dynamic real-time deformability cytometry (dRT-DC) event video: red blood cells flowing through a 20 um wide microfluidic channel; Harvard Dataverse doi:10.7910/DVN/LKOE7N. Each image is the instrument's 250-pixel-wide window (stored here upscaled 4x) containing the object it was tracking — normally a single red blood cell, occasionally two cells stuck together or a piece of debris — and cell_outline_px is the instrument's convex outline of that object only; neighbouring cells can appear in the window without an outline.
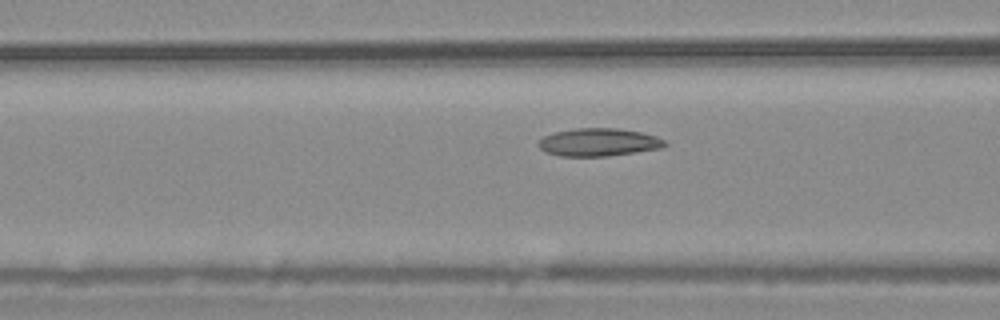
{"species": "common noctule bat (a hibernating species)", "species_latin": "Nyctalus noctula", "temperature_condition": "warm", "stored_images_in_passage": 41, "camera_frame_rate_fps": 3000, "um_per_image_px": 0.085, "animal": {"sex": "male", "body_mass_g": 20.4}, "frame": {"image": 1, "passage_image": 10, "time_ms": 3.0, "image_size_px": [1000, 320], "cell_outline_px": [[668, 144], [660, 148], [636, 152], [608, 156], [560, 156], [548, 152], [540, 148], [536, 144], [544, 136], [556, 132], [576, 128], [620, 128], [640, 132], [656, 136], [664, 140]], "centroid_in_image_um": [50.89, 12.09], "position_along_channel_um": 115.7, "area_um2": 20.4}}
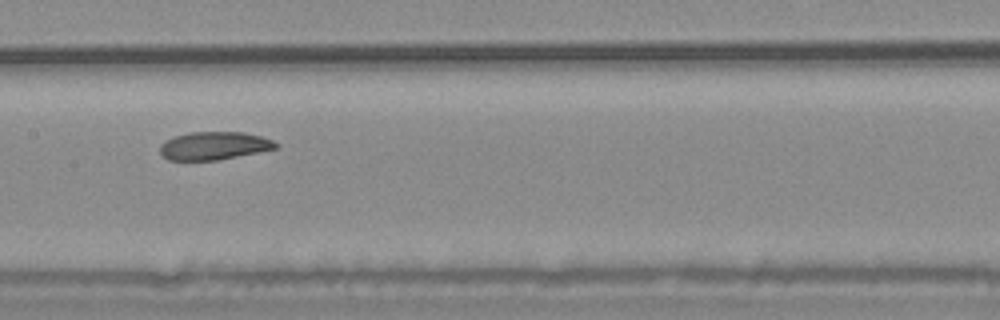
{"frame": {"image": 2, "passage_image": 16, "time_ms": 5.0, "image_size_px": [1000, 320], "cell_outline_px": [[280, 148], [216, 160], [168, 160], [160, 156], [160, 144], [176, 136], [192, 132], [244, 132], [260, 136], [272, 140], [280, 144]], "centroid_in_image_um": [18.22, 12.39], "position_along_channel_um": 189.2, "area_um2": 18.9}}
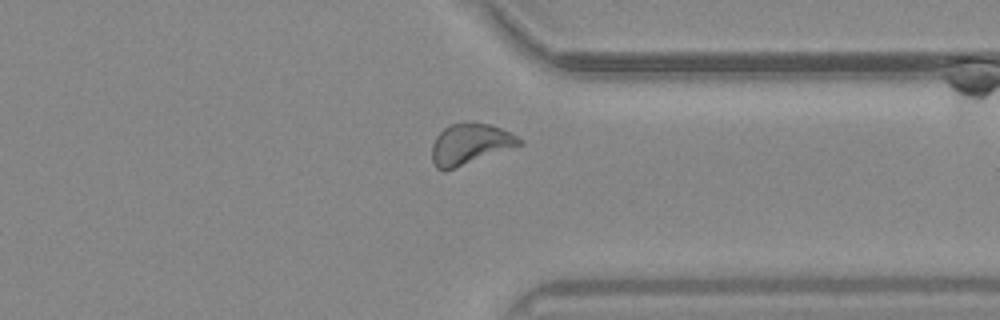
{"frame": {"image": 3, "passage_image": 31, "time_ms": 10.0, "image_size_px": [1000, 320], "cell_outline_px": [[524, 144], [516, 148], [444, 172], [440, 172], [436, 168], [432, 160], [432, 144], [436, 136], [444, 128], [460, 120], [464, 120], [492, 124], [524, 140]], "centroid_in_image_um": [39.97, 12.25], "position_along_channel_um": 371.4, "area_um2": 21.62}, "authors_computed_cell_mechanics": {"area_um2": 20.1144, "velocity_mm_per_s": 3.6731, "shape_relaxation_time_tau1_ms": null, "shape_relaxation_time_tau2_ms": 4.0031, "deformation_change_tau1": null, "deformation_change_tau2": 0.0841}}